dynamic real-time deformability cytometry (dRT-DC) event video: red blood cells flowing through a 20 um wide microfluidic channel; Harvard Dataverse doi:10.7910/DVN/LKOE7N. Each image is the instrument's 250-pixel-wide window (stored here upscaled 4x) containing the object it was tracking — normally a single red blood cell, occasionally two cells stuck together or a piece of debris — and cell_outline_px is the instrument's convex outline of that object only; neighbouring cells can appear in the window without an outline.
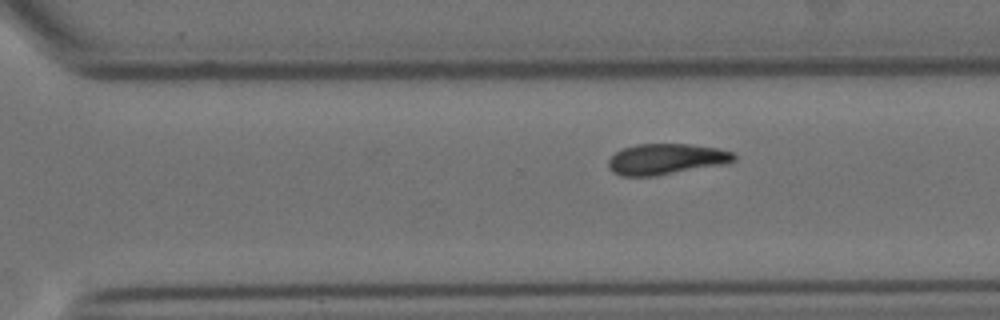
{"species": "Egyptian fruit bat (a non-hibernating species)", "species_latin": "Rousettus aegyptiacus", "temperature_condition": "cold", "stored_images_in_passage": 11, "segment_of_instrument_passage": [2, 2], "camera_frame_rate_fps": 3000, "um_per_image_px": 0.085, "animal": {"sex": "female"}, "frame": {"image": 1, "passage_image": 11, "time_ms": 12.667, "image_size_px": [1000, 320], "cell_outline_px": [[736, 160], [724, 164], [656, 176], [620, 176], [612, 172], [608, 168], [608, 160], [620, 148], [636, 144], [688, 144], [716, 148], [732, 152], [736, 156]], "centroid_in_image_um": [56.57, 13.53], "position_along_channel_um": 314.0, "area_um2": 22.66}}